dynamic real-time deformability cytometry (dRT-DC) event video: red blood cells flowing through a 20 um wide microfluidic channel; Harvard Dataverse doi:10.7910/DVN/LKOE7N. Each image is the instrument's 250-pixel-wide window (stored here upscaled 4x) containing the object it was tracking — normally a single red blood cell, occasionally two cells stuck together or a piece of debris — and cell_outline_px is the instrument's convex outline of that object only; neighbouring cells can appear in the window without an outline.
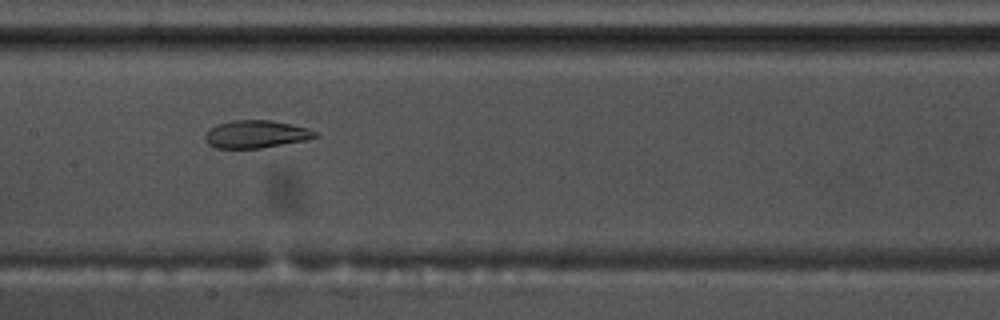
{"species": "common noctule bat (a hibernating species)", "species_latin": "Nyctalus noctula", "temperature_condition": "warm", "stored_images_in_passage": 42, "segment_of_instrument_passage": [1, 2], "camera_frame_rate_fps": 3000, "um_per_image_px": 0.085, "animal": {"sex": "male", "body_mass_g": 17.5, "forearm_length_mm": 52.3}, "frame": {"image": 1, "passage_image": 14, "time_ms": 4.333, "image_size_px": [1000, 320], "cell_outline_px": [[320, 136], [304, 140], [260, 148], [216, 148], [208, 144], [204, 140], [204, 136], [208, 128], [216, 124], [236, 120], [272, 120], [292, 124], [308, 128], [316, 132]], "centroid_in_image_um": [21.72, 11.4], "position_along_channel_um": 185.7, "area_um2": 17.8}}
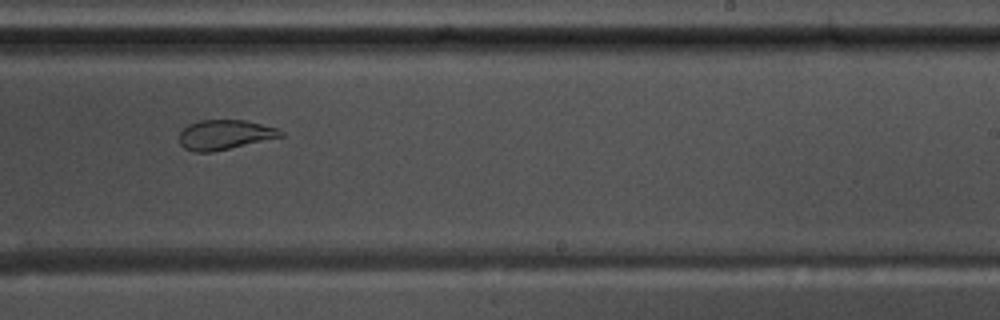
{"frame": {"image": 2, "passage_image": 21, "time_ms": 6.667, "image_size_px": [1000, 320], "cell_outline_px": [[284, 136], [212, 152], [192, 152], [184, 148], [180, 144], [180, 132], [188, 124], [200, 120], [244, 120], [276, 128], [284, 132]], "centroid_in_image_um": [19.08, 11.45], "position_along_channel_um": 269.9, "area_um2": 17.46}}
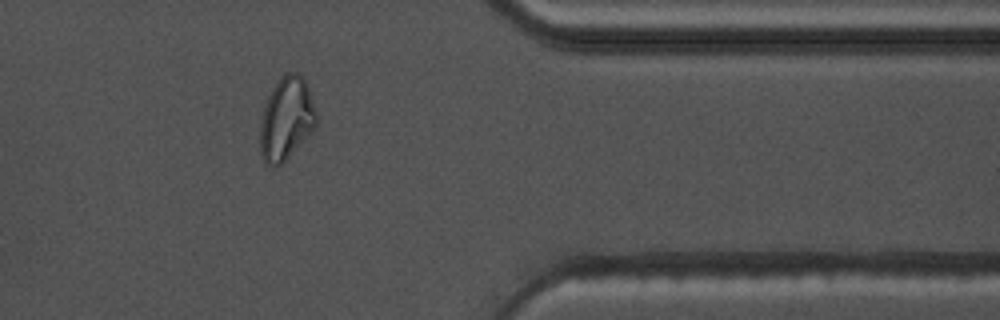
{"frame": {"image": 3, "passage_image": 32, "time_ms": 10.333, "image_size_px": [1000, 320], "cell_outline_px": [[316, 124], [288, 156], [280, 164], [268, 164], [264, 160], [260, 152], [260, 124], [264, 108], [268, 96], [272, 88], [280, 76], [288, 72], [296, 72], [308, 84], [316, 112]], "centroid_in_image_um": [24.32, 10.02], "position_along_channel_um": 387.1, "area_um2": 26.41}}